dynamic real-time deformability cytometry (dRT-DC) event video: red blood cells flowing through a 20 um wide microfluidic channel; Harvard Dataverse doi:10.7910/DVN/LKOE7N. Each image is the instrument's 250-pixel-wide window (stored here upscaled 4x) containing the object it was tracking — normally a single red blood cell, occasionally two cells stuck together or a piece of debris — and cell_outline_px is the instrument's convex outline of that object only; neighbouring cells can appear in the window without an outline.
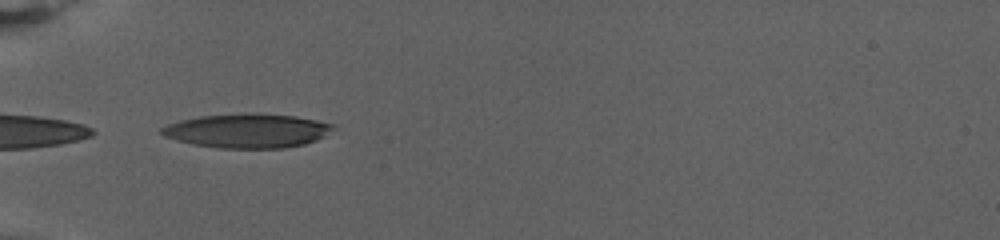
{"species": "human", "species_latin": "Homo sapiens", "temperature_condition": "warm", "stored_images_in_passage": 50, "camera_frame_rate_fps": 3000, "um_per_image_px": 0.085, "donor": {"sex": "female"}, "frame": {"image": 1, "passage_image": 1, "time_ms": 0.0, "image_size_px": [1000, 240], "cell_outline_px": [[336, 128], [324, 136], [316, 140], [304, 144], [284, 148], [216, 148], [192, 144], [176, 140], [164, 136], [160, 132], [160, 128], [168, 124], [180, 120], [200, 116], [256, 112], [296, 116], [316, 120], [332, 124]], "centroid_in_image_um": [21.02, 11.11], "position_along_channel_um": 64.0, "area_um2": 34.33}}
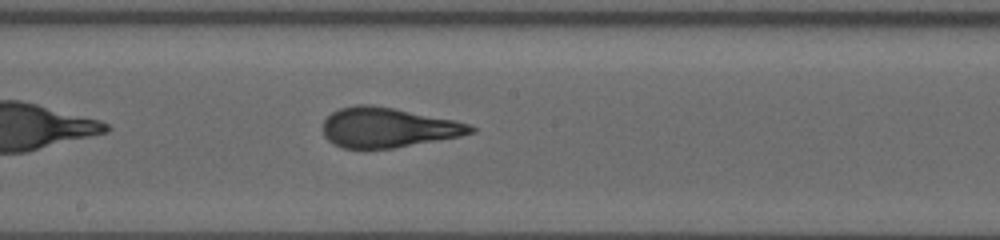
{"frame": {"image": 2, "passage_image": 18, "time_ms": 5.667, "image_size_px": [1000, 240], "cell_outline_px": [[476, 132], [460, 136], [392, 148], [364, 152], [340, 148], [332, 144], [324, 136], [324, 120], [332, 112], [340, 108], [356, 104], [372, 104], [452, 120], [468, 124], [476, 128]], "centroid_in_image_um": [32.89, 10.88], "position_along_channel_um": 215.3, "area_um2": 34.68}}
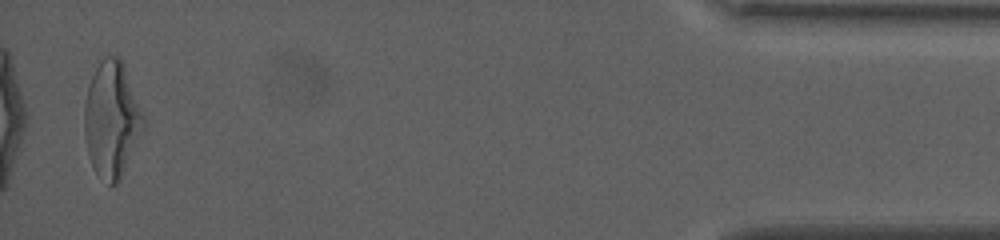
{"frame": {"image": 3, "passage_image": 48, "time_ms": 15.667, "image_size_px": [1000, 240], "cell_outline_px": [[144, 132], [120, 180], [116, 184], [108, 184], [96, 172], [88, 156], [84, 132], [84, 104], [88, 88], [92, 76], [100, 60], [104, 56], [120, 56], [144, 116]], "centroid_in_image_um": [9.5, 10.17], "position_along_channel_um": 425.7, "area_um2": 39.88}, "authors_computed_cell_mechanics": {"area_um2": 34.3621, "velocity_mm_per_s": 2.82, "shape_relaxation_time_tau1_ms": 7.5522, "shape_relaxation_time_tau2_ms": 1.4693, "deformation_change_tau1": 0.2498, "deformation_change_tau2": 0.1088}}